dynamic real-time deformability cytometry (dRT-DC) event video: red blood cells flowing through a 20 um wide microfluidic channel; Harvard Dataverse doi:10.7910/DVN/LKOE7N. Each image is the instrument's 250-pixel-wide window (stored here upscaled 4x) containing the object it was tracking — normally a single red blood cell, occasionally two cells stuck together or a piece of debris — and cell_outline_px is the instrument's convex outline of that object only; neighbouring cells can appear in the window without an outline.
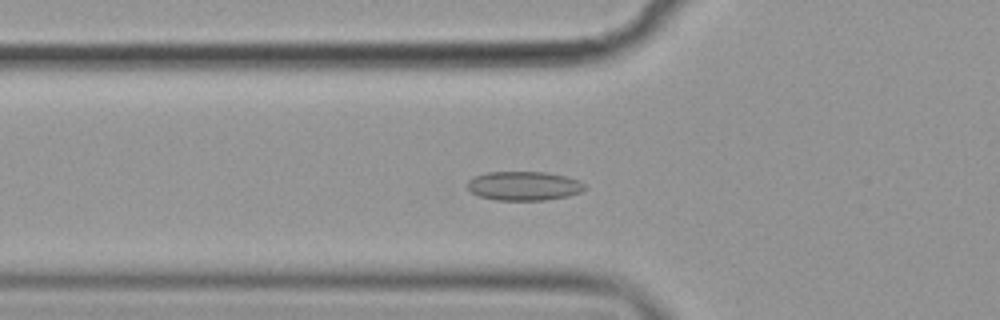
{"species": "common noctule bat (a hibernating species)", "species_latin": "Nyctalus noctula", "temperature_condition": "cold", "stored_images_in_passage": 48, "camera_frame_rate_fps": 3000, "um_per_image_px": 0.085, "animal": {"sex": "female", "body_mass_g": 19.9}, "frame": {"image": 1, "passage_image": 11, "time_ms": 3.333, "image_size_px": [1000, 320], "cell_outline_px": [[584, 188], [580, 192], [568, 196], [544, 200], [496, 200], [480, 196], [472, 192], [468, 188], [468, 180], [476, 176], [488, 172], [548, 172], [568, 176], [580, 180], [584, 184]], "centroid_in_image_um": [44.56, 15.79], "position_along_channel_um": 81.2, "area_um2": 19.83}}
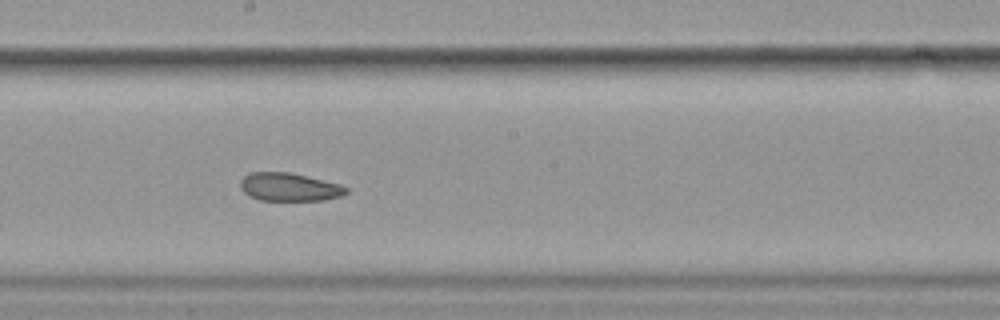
{"frame": {"image": 2, "passage_image": 23, "time_ms": 7.333, "image_size_px": [1000, 320], "cell_outline_px": [[348, 192], [340, 196], [324, 200], [260, 200], [248, 196], [240, 188], [240, 180], [248, 172], [288, 172], [340, 184], [348, 188]], "centroid_in_image_um": [24.55, 15.9], "position_along_channel_um": 223.6, "area_um2": 17.34}}
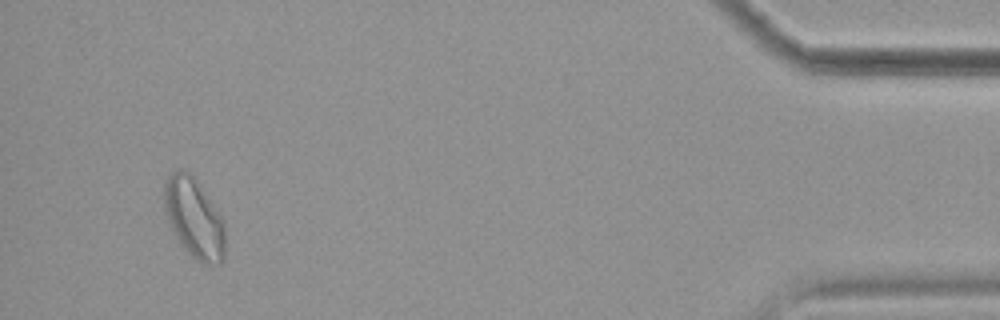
{"frame": {"image": 3, "passage_image": 45, "time_ms": 14.667, "image_size_px": [1000, 320], "cell_outline_px": [[224, 260], [220, 264], [204, 264], [196, 260], [180, 244], [168, 220], [164, 208], [164, 180], [172, 172], [188, 172], [192, 176], [224, 220]], "centroid_in_image_um": [16.5, 18.59], "position_along_channel_um": 418.7, "area_um2": 27.8}, "authors_computed_cell_mechanics": {"area_um2": 19.7387, "velocity_mm_per_s": 3.5497, "shape_relaxation_time_tau1_ms": null, "shape_relaxation_time_tau2_ms": 4.4644, "deformation_change_tau1": null, "deformation_change_tau2": 0.0842}}